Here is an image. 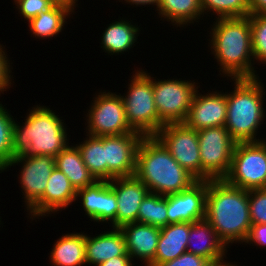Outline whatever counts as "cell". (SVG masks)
<instances>
[{
	"label": "cell",
	"mask_w": 266,
	"mask_h": 266,
	"mask_svg": "<svg viewBox=\"0 0 266 266\" xmlns=\"http://www.w3.org/2000/svg\"><path fill=\"white\" fill-rule=\"evenodd\" d=\"M230 185L244 190L266 187V143L238 142L232 154L228 174L223 178Z\"/></svg>",
	"instance_id": "7"
},
{
	"label": "cell",
	"mask_w": 266,
	"mask_h": 266,
	"mask_svg": "<svg viewBox=\"0 0 266 266\" xmlns=\"http://www.w3.org/2000/svg\"><path fill=\"white\" fill-rule=\"evenodd\" d=\"M124 1H126L125 3H127V4L130 3V5H136V7L138 5L144 6V5H153L154 4L153 6H156V9H157L159 2H160V0H124Z\"/></svg>",
	"instance_id": "42"
},
{
	"label": "cell",
	"mask_w": 266,
	"mask_h": 266,
	"mask_svg": "<svg viewBox=\"0 0 266 266\" xmlns=\"http://www.w3.org/2000/svg\"><path fill=\"white\" fill-rule=\"evenodd\" d=\"M14 2L27 22L54 6L50 0H14Z\"/></svg>",
	"instance_id": "35"
},
{
	"label": "cell",
	"mask_w": 266,
	"mask_h": 266,
	"mask_svg": "<svg viewBox=\"0 0 266 266\" xmlns=\"http://www.w3.org/2000/svg\"><path fill=\"white\" fill-rule=\"evenodd\" d=\"M137 222L159 228L167 226V195L149 192L140 204Z\"/></svg>",
	"instance_id": "28"
},
{
	"label": "cell",
	"mask_w": 266,
	"mask_h": 266,
	"mask_svg": "<svg viewBox=\"0 0 266 266\" xmlns=\"http://www.w3.org/2000/svg\"><path fill=\"white\" fill-rule=\"evenodd\" d=\"M204 266H237L233 263H226V260L224 261V257L219 258L217 260L207 261Z\"/></svg>",
	"instance_id": "43"
},
{
	"label": "cell",
	"mask_w": 266,
	"mask_h": 266,
	"mask_svg": "<svg viewBox=\"0 0 266 266\" xmlns=\"http://www.w3.org/2000/svg\"><path fill=\"white\" fill-rule=\"evenodd\" d=\"M4 46L2 47V44L0 45V95L1 92L3 93L6 91V89H9L10 85L12 84L11 81V75L10 73L12 72L10 67V60H8V56L4 50Z\"/></svg>",
	"instance_id": "37"
},
{
	"label": "cell",
	"mask_w": 266,
	"mask_h": 266,
	"mask_svg": "<svg viewBox=\"0 0 266 266\" xmlns=\"http://www.w3.org/2000/svg\"><path fill=\"white\" fill-rule=\"evenodd\" d=\"M97 94L86 115L87 135L101 137L134 133L126 119L121 95L109 91Z\"/></svg>",
	"instance_id": "9"
},
{
	"label": "cell",
	"mask_w": 266,
	"mask_h": 266,
	"mask_svg": "<svg viewBox=\"0 0 266 266\" xmlns=\"http://www.w3.org/2000/svg\"><path fill=\"white\" fill-rule=\"evenodd\" d=\"M254 61L266 64V15H250Z\"/></svg>",
	"instance_id": "32"
},
{
	"label": "cell",
	"mask_w": 266,
	"mask_h": 266,
	"mask_svg": "<svg viewBox=\"0 0 266 266\" xmlns=\"http://www.w3.org/2000/svg\"><path fill=\"white\" fill-rule=\"evenodd\" d=\"M204 14L213 11L220 18H237L250 16V0H200Z\"/></svg>",
	"instance_id": "29"
},
{
	"label": "cell",
	"mask_w": 266,
	"mask_h": 266,
	"mask_svg": "<svg viewBox=\"0 0 266 266\" xmlns=\"http://www.w3.org/2000/svg\"><path fill=\"white\" fill-rule=\"evenodd\" d=\"M84 232L62 235L50 251V263L54 266H83L86 264Z\"/></svg>",
	"instance_id": "23"
},
{
	"label": "cell",
	"mask_w": 266,
	"mask_h": 266,
	"mask_svg": "<svg viewBox=\"0 0 266 266\" xmlns=\"http://www.w3.org/2000/svg\"><path fill=\"white\" fill-rule=\"evenodd\" d=\"M14 118L6 108L0 104V173L7 169L13 159L12 136Z\"/></svg>",
	"instance_id": "30"
},
{
	"label": "cell",
	"mask_w": 266,
	"mask_h": 266,
	"mask_svg": "<svg viewBox=\"0 0 266 266\" xmlns=\"http://www.w3.org/2000/svg\"><path fill=\"white\" fill-rule=\"evenodd\" d=\"M226 116L227 92L210 91L202 95L197 89L183 123L198 131L204 128L225 126Z\"/></svg>",
	"instance_id": "15"
},
{
	"label": "cell",
	"mask_w": 266,
	"mask_h": 266,
	"mask_svg": "<svg viewBox=\"0 0 266 266\" xmlns=\"http://www.w3.org/2000/svg\"><path fill=\"white\" fill-rule=\"evenodd\" d=\"M140 28L135 24H131L129 20L119 19L112 24H109L103 32L101 39V48L105 53L111 55H121L133 48L137 42Z\"/></svg>",
	"instance_id": "24"
},
{
	"label": "cell",
	"mask_w": 266,
	"mask_h": 266,
	"mask_svg": "<svg viewBox=\"0 0 266 266\" xmlns=\"http://www.w3.org/2000/svg\"><path fill=\"white\" fill-rule=\"evenodd\" d=\"M125 238L126 250L131 258H139L149 266L155 258L160 228L138 222L120 227Z\"/></svg>",
	"instance_id": "18"
},
{
	"label": "cell",
	"mask_w": 266,
	"mask_h": 266,
	"mask_svg": "<svg viewBox=\"0 0 266 266\" xmlns=\"http://www.w3.org/2000/svg\"><path fill=\"white\" fill-rule=\"evenodd\" d=\"M153 95L159 118L165 123H183L199 86L193 81L153 79Z\"/></svg>",
	"instance_id": "10"
},
{
	"label": "cell",
	"mask_w": 266,
	"mask_h": 266,
	"mask_svg": "<svg viewBox=\"0 0 266 266\" xmlns=\"http://www.w3.org/2000/svg\"><path fill=\"white\" fill-rule=\"evenodd\" d=\"M233 81L234 91L227 92L225 128L237 143L262 141L256 136L266 118L263 107L264 85L258 77L238 78Z\"/></svg>",
	"instance_id": "5"
},
{
	"label": "cell",
	"mask_w": 266,
	"mask_h": 266,
	"mask_svg": "<svg viewBox=\"0 0 266 266\" xmlns=\"http://www.w3.org/2000/svg\"><path fill=\"white\" fill-rule=\"evenodd\" d=\"M117 200L109 181H101L100 222L111 221L116 228Z\"/></svg>",
	"instance_id": "33"
},
{
	"label": "cell",
	"mask_w": 266,
	"mask_h": 266,
	"mask_svg": "<svg viewBox=\"0 0 266 266\" xmlns=\"http://www.w3.org/2000/svg\"><path fill=\"white\" fill-rule=\"evenodd\" d=\"M250 15H266V0H250Z\"/></svg>",
	"instance_id": "40"
},
{
	"label": "cell",
	"mask_w": 266,
	"mask_h": 266,
	"mask_svg": "<svg viewBox=\"0 0 266 266\" xmlns=\"http://www.w3.org/2000/svg\"><path fill=\"white\" fill-rule=\"evenodd\" d=\"M134 175L150 192L163 196L179 193L197 181L155 136L140 141Z\"/></svg>",
	"instance_id": "3"
},
{
	"label": "cell",
	"mask_w": 266,
	"mask_h": 266,
	"mask_svg": "<svg viewBox=\"0 0 266 266\" xmlns=\"http://www.w3.org/2000/svg\"><path fill=\"white\" fill-rule=\"evenodd\" d=\"M55 167L67 176L76 191L91 186L97 181L84 164L77 145L68 144L55 157Z\"/></svg>",
	"instance_id": "22"
},
{
	"label": "cell",
	"mask_w": 266,
	"mask_h": 266,
	"mask_svg": "<svg viewBox=\"0 0 266 266\" xmlns=\"http://www.w3.org/2000/svg\"><path fill=\"white\" fill-rule=\"evenodd\" d=\"M143 137L136 131L119 136H105L106 181L135 174L137 149Z\"/></svg>",
	"instance_id": "13"
},
{
	"label": "cell",
	"mask_w": 266,
	"mask_h": 266,
	"mask_svg": "<svg viewBox=\"0 0 266 266\" xmlns=\"http://www.w3.org/2000/svg\"><path fill=\"white\" fill-rule=\"evenodd\" d=\"M205 219L227 248L230 243L245 242L252 225L249 191L224 179L208 180Z\"/></svg>",
	"instance_id": "1"
},
{
	"label": "cell",
	"mask_w": 266,
	"mask_h": 266,
	"mask_svg": "<svg viewBox=\"0 0 266 266\" xmlns=\"http://www.w3.org/2000/svg\"><path fill=\"white\" fill-rule=\"evenodd\" d=\"M130 81L127 94L121 96L128 124L143 136H154L165 123L157 113L151 75L136 70Z\"/></svg>",
	"instance_id": "6"
},
{
	"label": "cell",
	"mask_w": 266,
	"mask_h": 266,
	"mask_svg": "<svg viewBox=\"0 0 266 266\" xmlns=\"http://www.w3.org/2000/svg\"><path fill=\"white\" fill-rule=\"evenodd\" d=\"M54 5H59L68 8L72 13L74 12V7H76V2L78 0H50Z\"/></svg>",
	"instance_id": "41"
},
{
	"label": "cell",
	"mask_w": 266,
	"mask_h": 266,
	"mask_svg": "<svg viewBox=\"0 0 266 266\" xmlns=\"http://www.w3.org/2000/svg\"><path fill=\"white\" fill-rule=\"evenodd\" d=\"M20 126L14 121L13 158L50 155L56 157L68 144L64 120L46 106L32 107Z\"/></svg>",
	"instance_id": "4"
},
{
	"label": "cell",
	"mask_w": 266,
	"mask_h": 266,
	"mask_svg": "<svg viewBox=\"0 0 266 266\" xmlns=\"http://www.w3.org/2000/svg\"><path fill=\"white\" fill-rule=\"evenodd\" d=\"M109 184L117 200L116 228L137 222L140 204L150 191L135 175L114 178Z\"/></svg>",
	"instance_id": "17"
},
{
	"label": "cell",
	"mask_w": 266,
	"mask_h": 266,
	"mask_svg": "<svg viewBox=\"0 0 266 266\" xmlns=\"http://www.w3.org/2000/svg\"><path fill=\"white\" fill-rule=\"evenodd\" d=\"M207 186L208 181L197 180L189 188L167 195L168 224L205 219Z\"/></svg>",
	"instance_id": "14"
},
{
	"label": "cell",
	"mask_w": 266,
	"mask_h": 266,
	"mask_svg": "<svg viewBox=\"0 0 266 266\" xmlns=\"http://www.w3.org/2000/svg\"><path fill=\"white\" fill-rule=\"evenodd\" d=\"M189 233L190 222L172 223L161 227L155 258L149 266H158L187 252Z\"/></svg>",
	"instance_id": "21"
},
{
	"label": "cell",
	"mask_w": 266,
	"mask_h": 266,
	"mask_svg": "<svg viewBox=\"0 0 266 266\" xmlns=\"http://www.w3.org/2000/svg\"><path fill=\"white\" fill-rule=\"evenodd\" d=\"M86 136V140L76 144L83 162L97 181H106L105 136Z\"/></svg>",
	"instance_id": "27"
},
{
	"label": "cell",
	"mask_w": 266,
	"mask_h": 266,
	"mask_svg": "<svg viewBox=\"0 0 266 266\" xmlns=\"http://www.w3.org/2000/svg\"><path fill=\"white\" fill-rule=\"evenodd\" d=\"M76 193L67 176L55 167L42 197L28 210L30 219L62 211L76 201Z\"/></svg>",
	"instance_id": "16"
},
{
	"label": "cell",
	"mask_w": 266,
	"mask_h": 266,
	"mask_svg": "<svg viewBox=\"0 0 266 266\" xmlns=\"http://www.w3.org/2000/svg\"><path fill=\"white\" fill-rule=\"evenodd\" d=\"M187 252L199 255L208 261L225 257V244L206 219L190 223ZM226 252V253H225Z\"/></svg>",
	"instance_id": "19"
},
{
	"label": "cell",
	"mask_w": 266,
	"mask_h": 266,
	"mask_svg": "<svg viewBox=\"0 0 266 266\" xmlns=\"http://www.w3.org/2000/svg\"><path fill=\"white\" fill-rule=\"evenodd\" d=\"M249 212L252 224H266V189L249 190Z\"/></svg>",
	"instance_id": "34"
},
{
	"label": "cell",
	"mask_w": 266,
	"mask_h": 266,
	"mask_svg": "<svg viewBox=\"0 0 266 266\" xmlns=\"http://www.w3.org/2000/svg\"><path fill=\"white\" fill-rule=\"evenodd\" d=\"M85 252L86 264L94 266L110 258L124 256L127 253L124 235L120 228L94 237L85 234Z\"/></svg>",
	"instance_id": "20"
},
{
	"label": "cell",
	"mask_w": 266,
	"mask_h": 266,
	"mask_svg": "<svg viewBox=\"0 0 266 266\" xmlns=\"http://www.w3.org/2000/svg\"><path fill=\"white\" fill-rule=\"evenodd\" d=\"M207 261L208 260L202 256L185 252L174 260L164 262L158 266H204Z\"/></svg>",
	"instance_id": "36"
},
{
	"label": "cell",
	"mask_w": 266,
	"mask_h": 266,
	"mask_svg": "<svg viewBox=\"0 0 266 266\" xmlns=\"http://www.w3.org/2000/svg\"><path fill=\"white\" fill-rule=\"evenodd\" d=\"M22 164L20 171V184L25 198L27 211L42 197L47 181L55 168V157L50 155L20 156L13 158L7 166ZM24 191V192H23Z\"/></svg>",
	"instance_id": "12"
},
{
	"label": "cell",
	"mask_w": 266,
	"mask_h": 266,
	"mask_svg": "<svg viewBox=\"0 0 266 266\" xmlns=\"http://www.w3.org/2000/svg\"><path fill=\"white\" fill-rule=\"evenodd\" d=\"M80 197L82 208L88 218L94 222H100L101 181L93 185L77 190L76 198Z\"/></svg>",
	"instance_id": "31"
},
{
	"label": "cell",
	"mask_w": 266,
	"mask_h": 266,
	"mask_svg": "<svg viewBox=\"0 0 266 266\" xmlns=\"http://www.w3.org/2000/svg\"><path fill=\"white\" fill-rule=\"evenodd\" d=\"M159 18L171 21L177 27H185L203 17L200 0H160L157 10Z\"/></svg>",
	"instance_id": "25"
},
{
	"label": "cell",
	"mask_w": 266,
	"mask_h": 266,
	"mask_svg": "<svg viewBox=\"0 0 266 266\" xmlns=\"http://www.w3.org/2000/svg\"><path fill=\"white\" fill-rule=\"evenodd\" d=\"M154 136L184 169L197 180H201L198 131L187 127L184 123H168Z\"/></svg>",
	"instance_id": "11"
},
{
	"label": "cell",
	"mask_w": 266,
	"mask_h": 266,
	"mask_svg": "<svg viewBox=\"0 0 266 266\" xmlns=\"http://www.w3.org/2000/svg\"><path fill=\"white\" fill-rule=\"evenodd\" d=\"M201 180L223 179L231 166L236 141L225 126L198 130Z\"/></svg>",
	"instance_id": "8"
},
{
	"label": "cell",
	"mask_w": 266,
	"mask_h": 266,
	"mask_svg": "<svg viewBox=\"0 0 266 266\" xmlns=\"http://www.w3.org/2000/svg\"><path fill=\"white\" fill-rule=\"evenodd\" d=\"M71 13L66 7L54 5L28 22L30 32L39 39L56 36L62 32L65 23H67L66 20Z\"/></svg>",
	"instance_id": "26"
},
{
	"label": "cell",
	"mask_w": 266,
	"mask_h": 266,
	"mask_svg": "<svg viewBox=\"0 0 266 266\" xmlns=\"http://www.w3.org/2000/svg\"><path fill=\"white\" fill-rule=\"evenodd\" d=\"M213 23L209 46L221 68L219 72L232 80L259 77L252 63L254 55L250 16L217 18Z\"/></svg>",
	"instance_id": "2"
},
{
	"label": "cell",
	"mask_w": 266,
	"mask_h": 266,
	"mask_svg": "<svg viewBox=\"0 0 266 266\" xmlns=\"http://www.w3.org/2000/svg\"><path fill=\"white\" fill-rule=\"evenodd\" d=\"M132 261L133 259L126 253L124 256L110 258L96 266H133L135 264Z\"/></svg>",
	"instance_id": "39"
},
{
	"label": "cell",
	"mask_w": 266,
	"mask_h": 266,
	"mask_svg": "<svg viewBox=\"0 0 266 266\" xmlns=\"http://www.w3.org/2000/svg\"><path fill=\"white\" fill-rule=\"evenodd\" d=\"M244 243L266 247V224H252L249 235Z\"/></svg>",
	"instance_id": "38"
}]
</instances>
